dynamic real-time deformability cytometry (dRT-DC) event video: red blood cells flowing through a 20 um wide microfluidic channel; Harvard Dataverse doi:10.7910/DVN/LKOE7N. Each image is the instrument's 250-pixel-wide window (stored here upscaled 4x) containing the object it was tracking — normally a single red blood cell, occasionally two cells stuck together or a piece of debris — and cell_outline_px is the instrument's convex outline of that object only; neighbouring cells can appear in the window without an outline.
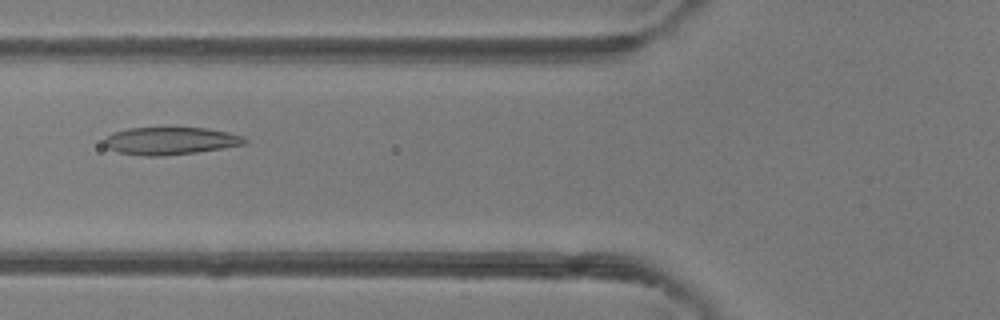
{"species": "common noctule bat (a hibernating species)", "species_latin": "Nyctalus noctula", "temperature_condition": "room temperature", "stored_images_in_passage": 43, "camera_frame_rate_fps": 3000, "um_per_image_px": 0.085, "animal": {"sex": "female"}, "frame": {"image": 1, "passage_image": 14, "time_ms": 4.333, "image_size_px": [1000, 320], "cell_outline_px": [[248, 140], [244, 144], [224, 148], [196, 152], [160, 156], [144, 156], [120, 152], [108, 148], [104, 144], [104, 140], [112, 132], [128, 128], [208, 128], [228, 132], [244, 136]], "centroid_in_image_um": [14.5, 11.97], "position_along_channel_um": 111.3, "area_um2": 22.43}}
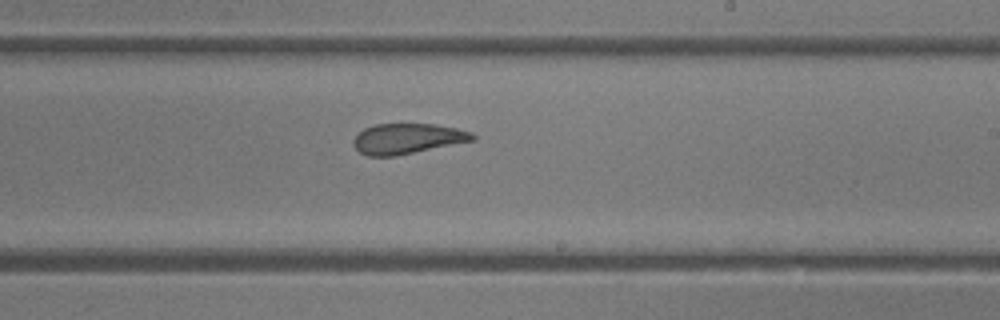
{"frame": {"image": 2, "passage_image": 24, "time_ms": 7.667, "image_size_px": [1000, 320], "cell_outline_px": [[476, 140], [396, 156], [368, 156], [360, 152], [352, 144], [352, 140], [364, 128], [372, 124], [436, 124], [456, 128], [472, 132], [476, 136]], "centroid_in_image_um": [34.64, 11.78], "position_along_channel_um": 254.4, "area_um2": 21.21}}
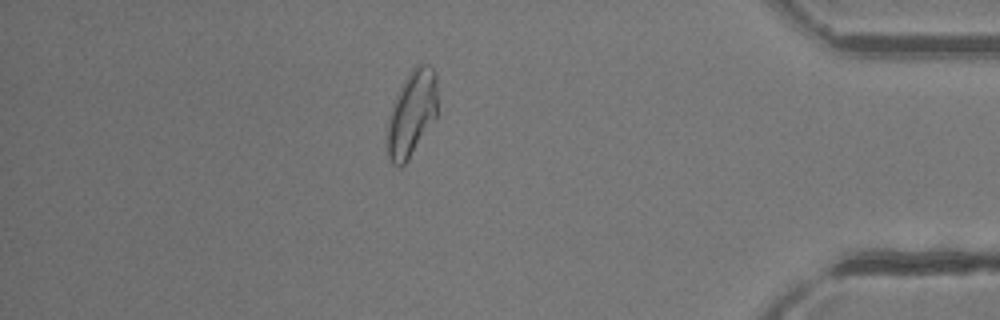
{"frame": {"image": 3, "passage_image": 37, "time_ms": 12.0, "image_size_px": [1000, 320], "cell_outline_px": [[436, 116], [408, 160], [400, 168], [392, 164], [388, 156], [388, 116], [392, 104], [404, 80], [412, 68], [416, 64], [428, 64], [436, 72]], "centroid_in_image_um": [34.99, 9.63], "position_along_channel_um": 400.2, "area_um2": 24.8}, "authors_computed_cell_mechanics": {"area_um2": 23.4668, "velocity_mm_per_s": 4.2914, "shape_relaxation_time_tau1_ms": 8.8049, "shape_relaxation_time_tau2_ms": 2.3285, "deformation_change_tau1": 0.2252, "deformation_change_tau2": 0.0902}}